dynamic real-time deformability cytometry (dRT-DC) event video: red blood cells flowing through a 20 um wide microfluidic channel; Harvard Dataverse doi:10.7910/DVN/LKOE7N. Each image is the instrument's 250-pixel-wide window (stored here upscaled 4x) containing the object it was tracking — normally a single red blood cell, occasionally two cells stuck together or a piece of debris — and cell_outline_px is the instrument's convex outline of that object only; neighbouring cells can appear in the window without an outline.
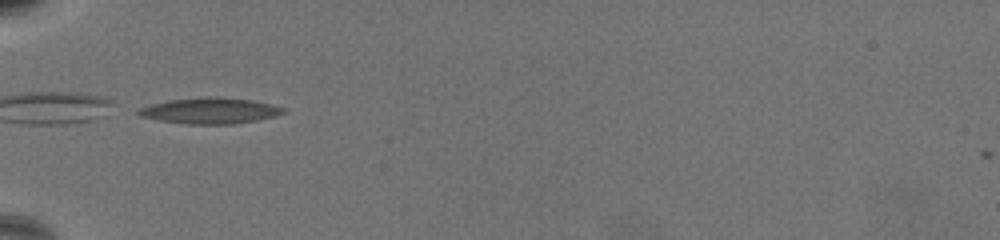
{"species": "common noctule bat (a hibernating species)", "species_latin": "Nyctalus noctula", "temperature_condition": "warm", "stored_images_in_passage": 41, "camera_frame_rate_fps": 3000, "um_per_image_px": 0.085, "animal": {"sex": "female", "body_mass_g": 19.5, "forearm_length_mm": 54.1}, "frame": {"image": 1, "passage_image": 1, "time_ms": 0.0, "image_size_px": [1000, 240], "cell_outline_px": [[284, 112], [272, 116], [256, 120], [232, 124], [184, 124], [160, 120], [140, 116], [136, 112], [140, 108], [152, 104], [172, 100], [208, 96], [216, 96], [252, 100], [272, 104], [284, 108]], "centroid_in_image_um": [17.84, 9.41], "position_along_channel_um": 67.2, "area_um2": 21.62}, "authors_computed_cell_mechanics": {"area_um2": 21.3282, "velocity_mm_per_s": 3.2559, "shape_relaxation_time_tau1_ms": 7.3852, "shape_relaxation_time_tau2_ms": 2.4865, "deformation_change_tau1": 0.2061, "deformation_change_tau2": 0.1247}}